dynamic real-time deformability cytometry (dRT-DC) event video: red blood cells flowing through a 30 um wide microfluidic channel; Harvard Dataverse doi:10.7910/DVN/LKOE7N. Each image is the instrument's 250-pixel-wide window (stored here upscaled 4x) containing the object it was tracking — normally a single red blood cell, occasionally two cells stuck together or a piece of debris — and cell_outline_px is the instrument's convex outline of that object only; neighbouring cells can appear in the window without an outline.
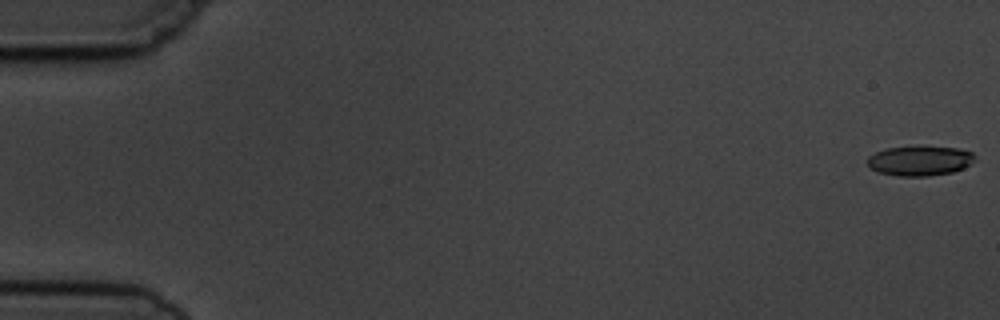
{"species": "common noctule bat (a hibernating species)", "species_latin": "Nyctalus noctula", "temperature_condition": "cold", "stored_images_in_passage": 15, "camera_frame_rate_fps": 3000, "um_per_image_px": 0.085, "animal": {"sex": "male", "body_mass_g": 19.5, "forearm_length_mm": 54.6}, "frame": {"image": 1, "passage_image": 1, "time_ms": 0.0, "image_size_px": [1000, 320], "cell_outline_px": [[976, 160], [972, 164], [964, 168], [952, 172], [928, 176], [900, 176], [876, 172], [864, 160], [868, 156], [884, 148], [920, 144], [960, 148], [972, 152], [976, 156]], "centroid_in_image_um": [78.2, 13.62], "position_along_channel_um": 6.8, "area_um2": 19.59}}
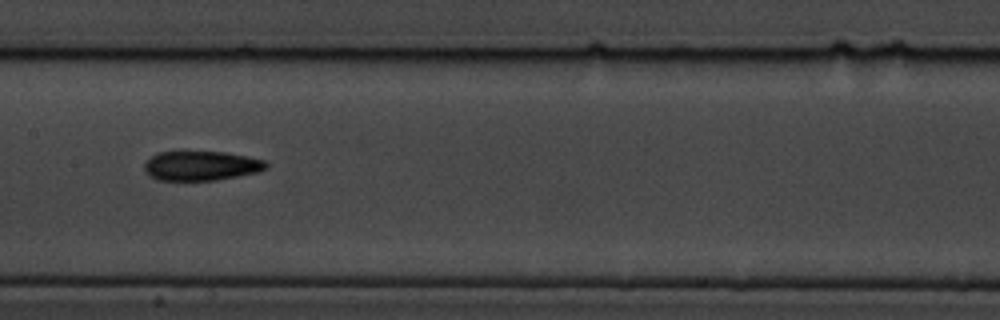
{"frame": {"image": 2, "passage_image": 8, "time_ms": 9.0, "image_size_px": [1000, 320], "cell_outline_px": [[268, 168], [256, 172], [216, 180], [156, 180], [144, 172], [144, 164], [152, 156], [160, 152], [224, 152], [248, 156], [264, 160], [268, 164]], "centroid_in_image_um": [17.09, 14.09], "position_along_channel_um": 190.3, "area_um2": 20.81}}
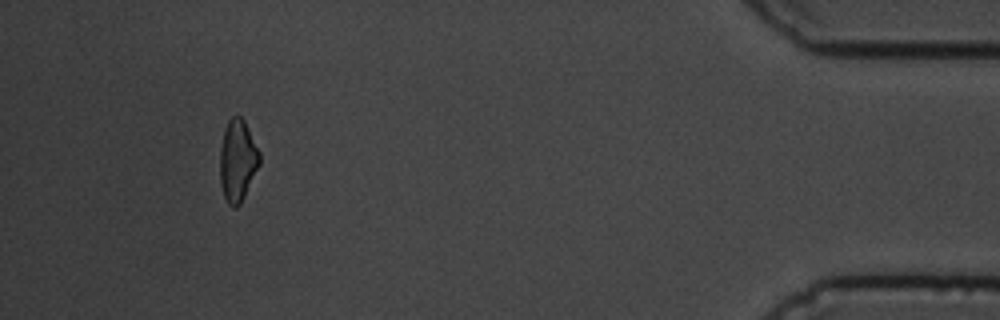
{"frame": {"image": 3, "passage_image": 14, "time_ms": 16.667, "image_size_px": [1000, 320], "cell_outline_px": [[260, 164], [240, 204], [236, 208], [232, 208], [228, 204], [224, 196], [220, 184], [220, 148], [224, 128], [228, 120], [232, 116], [240, 116], [244, 120], [260, 152]], "centroid_in_image_um": [20.18, 13.65], "position_along_channel_um": 415.0, "area_um2": 18.96}, "authors_computed_cell_mechanics": {"area_um2": 20.1144, "velocity_mm_per_s": 3.7387, "shape_relaxation_time_tau1_ms": 4.9619, "shape_relaxation_time_tau2_ms": null, "deformation_change_tau1": 0.1644, "deformation_change_tau2": null}}